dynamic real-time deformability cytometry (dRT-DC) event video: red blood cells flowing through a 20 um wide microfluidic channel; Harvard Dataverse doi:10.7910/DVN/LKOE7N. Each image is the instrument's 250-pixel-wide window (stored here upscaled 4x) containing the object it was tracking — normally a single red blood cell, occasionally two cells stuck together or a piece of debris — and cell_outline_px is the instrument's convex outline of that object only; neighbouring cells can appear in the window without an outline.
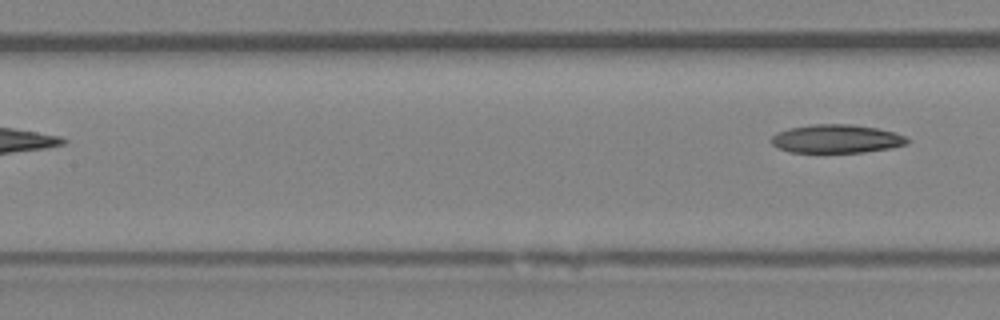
{"species": "Egyptian fruit bat (a non-hibernating species)", "species_latin": "Rousettus aegyptiacus", "temperature_condition": "room temperature", "stored_images_in_passage": 4, "segment_of_instrument_passage": [2, 2], "camera_frame_rate_fps": 3000, "um_per_image_px": 0.085, "animal": {"sex": "female"}, "frame": {"image": 1, "passage_image": 4, "time_ms": 3.667, "image_size_px": [1000, 320], "cell_outline_px": [[908, 144], [888, 148], [864, 152], [792, 152], [780, 148], [772, 144], [768, 140], [776, 132], [788, 128], [812, 124], [852, 124], [876, 128], [892, 132], [904, 136], [908, 140]], "centroid_in_image_um": [71.04, 11.79], "position_along_channel_um": 136.4, "area_um2": 22.43}}